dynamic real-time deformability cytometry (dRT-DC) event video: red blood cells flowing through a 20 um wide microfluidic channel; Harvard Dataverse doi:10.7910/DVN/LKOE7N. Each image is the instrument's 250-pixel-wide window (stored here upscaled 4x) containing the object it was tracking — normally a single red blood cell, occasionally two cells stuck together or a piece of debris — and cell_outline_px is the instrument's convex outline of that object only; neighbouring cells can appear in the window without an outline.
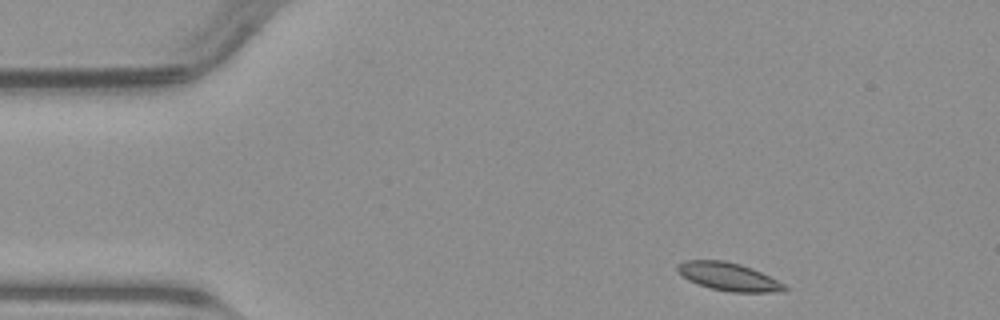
{"species": "common noctule bat (a hibernating species)", "species_latin": "Nyctalus noctula", "temperature_condition": "warm", "stored_images_in_passage": 45, "camera_frame_rate_fps": 3000, "um_per_image_px": 0.085, "animal": {"sex": "male", "body_mass_g": 23.1, "forearm_length_mm": 52.7}, "frame": {"image": 1, "passage_image": 2, "time_ms": 0.333, "image_size_px": [1000, 320], "cell_outline_px": [[788, 288], [776, 292], [732, 292], [712, 288], [688, 280], [676, 268], [676, 264], [684, 260], [724, 260], [740, 264], [752, 268], [784, 284]], "centroid_in_image_um": [61.9, 23.5], "position_along_channel_um": 23.1, "area_um2": 17.17}}
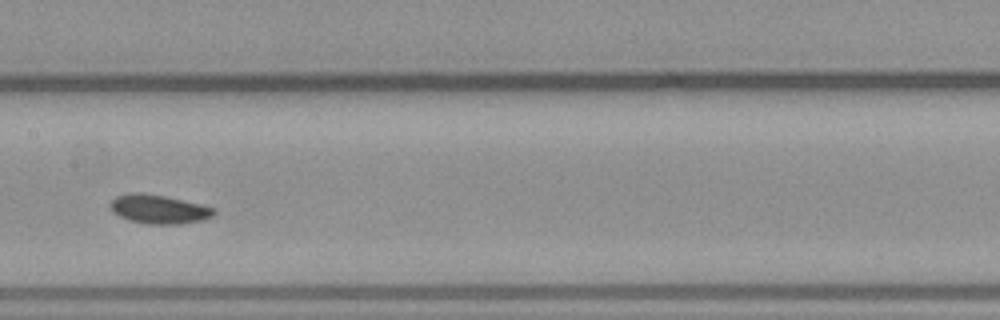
{"frame": {"image": 2, "passage_image": 20, "time_ms": 6.333, "image_size_px": [1000, 320], "cell_outline_px": [[216, 212], [212, 216], [200, 220], [180, 224], [148, 224], [128, 220], [112, 212], [108, 204], [116, 196], [132, 192], [144, 192], [164, 196], [200, 204], [216, 208]], "centroid_in_image_um": [13.46, 17.77], "position_along_channel_um": 193.9, "area_um2": 17.51}}
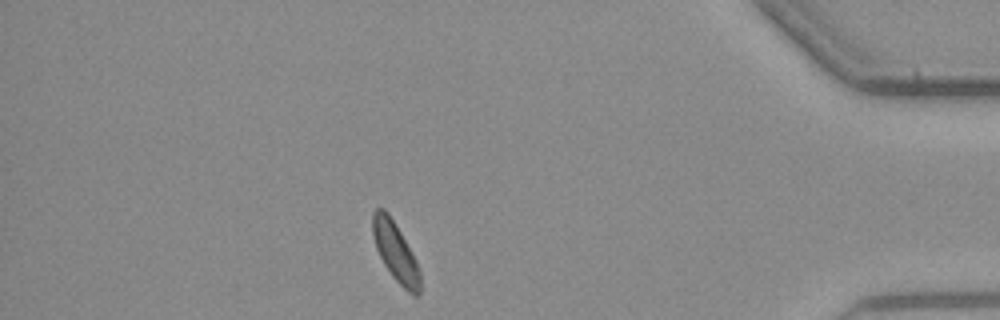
{"frame": {"image": 3, "passage_image": 39, "time_ms": 12.667, "image_size_px": [1000, 320], "cell_outline_px": [[420, 292], [416, 296], [412, 296], [392, 276], [384, 264], [376, 248], [372, 236], [372, 212], [376, 208], [384, 208], [388, 212], [400, 232], [416, 260], [420, 268]], "centroid_in_image_um": [33.6, 21.4], "position_along_channel_um": 401.6, "area_um2": 16.3}}